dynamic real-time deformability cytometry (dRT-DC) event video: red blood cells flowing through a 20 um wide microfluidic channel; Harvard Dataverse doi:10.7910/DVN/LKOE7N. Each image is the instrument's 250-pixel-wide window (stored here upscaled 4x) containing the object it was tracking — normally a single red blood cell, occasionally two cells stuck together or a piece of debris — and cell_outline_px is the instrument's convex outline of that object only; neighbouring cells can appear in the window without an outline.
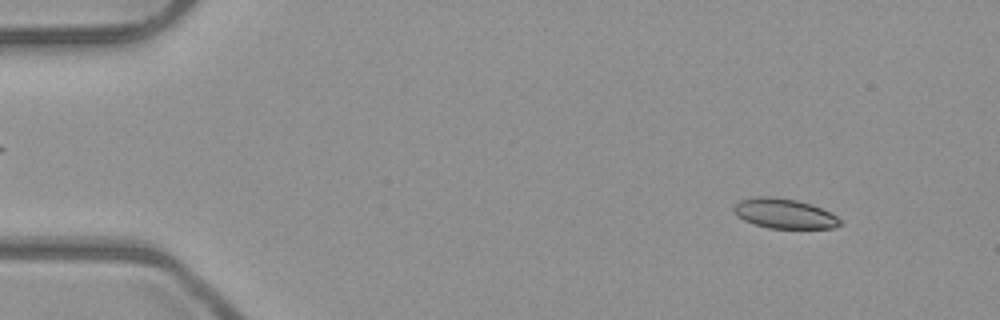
{"species": "common noctule bat (a hibernating species)", "species_latin": "Nyctalus noctula", "temperature_condition": "room temperature", "stored_images_in_passage": 4, "camera_frame_rate_fps": 3000, "um_per_image_px": 0.085, "animal": {"sex": "male", "body_mass_g": 23.1, "forearm_length_mm": 52.7}, "frame": {"image": 1, "passage_image": 1, "time_ms": 0.0, "image_size_px": [1000, 320], "cell_outline_px": [[840, 224], [836, 228], [768, 228], [744, 220], [736, 216], [732, 208], [740, 200], [756, 196], [772, 196], [796, 200], [820, 208], [836, 216], [840, 220]], "centroid_in_image_um": [66.62, 18.15], "position_along_channel_um": 18.4, "area_um2": 18.26}}
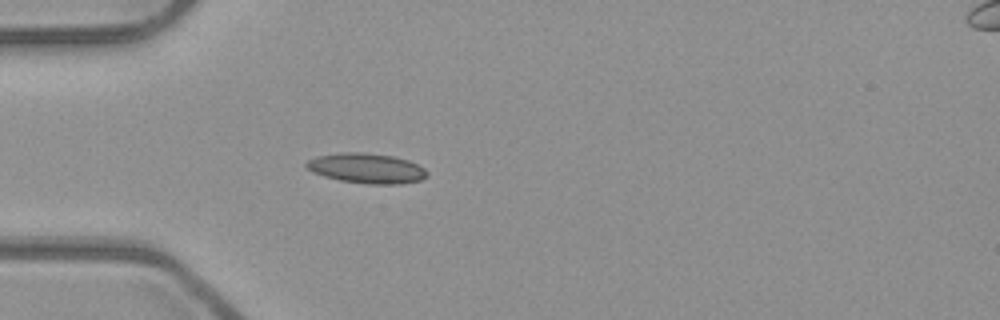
{"frame": {"image": 2, "passage_image": 4, "time_ms": 1.0, "image_size_px": [1000, 320], "cell_outline_px": [[428, 176], [420, 180], [400, 184], [368, 184], [340, 180], [324, 176], [312, 172], [304, 164], [308, 160], [316, 156], [340, 152], [360, 152], [392, 156], [408, 160], [424, 168], [428, 172]], "centroid_in_image_um": [31.15, 14.3], "position_along_channel_um": 53.8, "area_um2": 21.1}}